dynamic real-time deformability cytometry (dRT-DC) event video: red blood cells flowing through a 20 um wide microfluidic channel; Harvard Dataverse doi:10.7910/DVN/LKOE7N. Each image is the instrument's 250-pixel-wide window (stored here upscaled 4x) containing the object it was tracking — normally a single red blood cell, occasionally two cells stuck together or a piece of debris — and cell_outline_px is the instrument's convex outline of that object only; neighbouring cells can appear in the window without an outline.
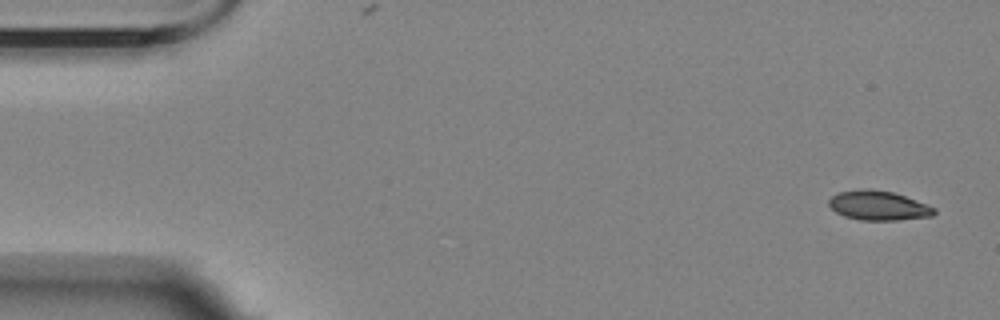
{"species": "Egyptian fruit bat (a non-hibernating species)", "species_latin": "Rousettus aegyptiacus", "temperature_condition": "room temperature", "stored_images_in_passage": 4, "camera_frame_rate_fps": 3000, "um_per_image_px": 0.085, "animal": {"sex": "female"}, "frame": {"image": 1, "passage_image": 1, "time_ms": 0.0, "image_size_px": [1000, 320], "cell_outline_px": [[936, 212], [932, 216], [896, 220], [860, 220], [844, 216], [836, 212], [828, 204], [828, 200], [832, 196], [840, 192], [868, 188], [892, 192], [904, 196], [936, 208]], "centroid_in_image_um": [74.65, 17.48], "position_along_channel_um": 10.3, "area_um2": 17.86}}
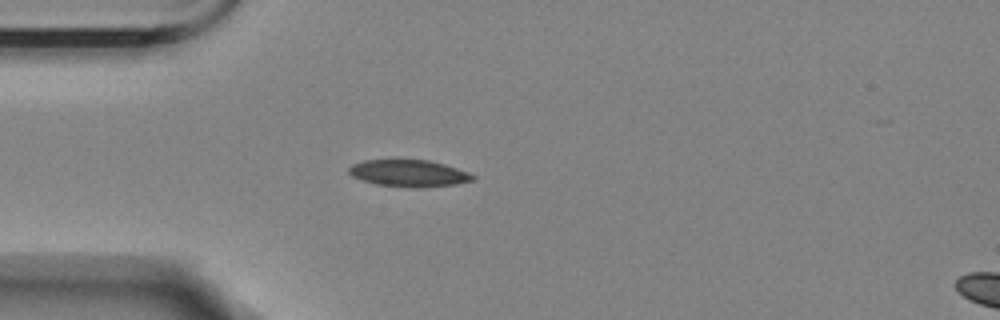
{"frame": {"image": 2, "passage_image": 4, "time_ms": 4.333, "image_size_px": [1000, 320], "cell_outline_px": [[476, 176], [472, 180], [456, 184], [420, 188], [412, 188], [376, 184], [352, 176], [348, 172], [348, 168], [352, 164], [364, 160], [428, 160], [444, 164], [468, 172]], "centroid_in_image_um": [34.74, 14.73], "position_along_channel_um": 50.3, "area_um2": 19.31}}